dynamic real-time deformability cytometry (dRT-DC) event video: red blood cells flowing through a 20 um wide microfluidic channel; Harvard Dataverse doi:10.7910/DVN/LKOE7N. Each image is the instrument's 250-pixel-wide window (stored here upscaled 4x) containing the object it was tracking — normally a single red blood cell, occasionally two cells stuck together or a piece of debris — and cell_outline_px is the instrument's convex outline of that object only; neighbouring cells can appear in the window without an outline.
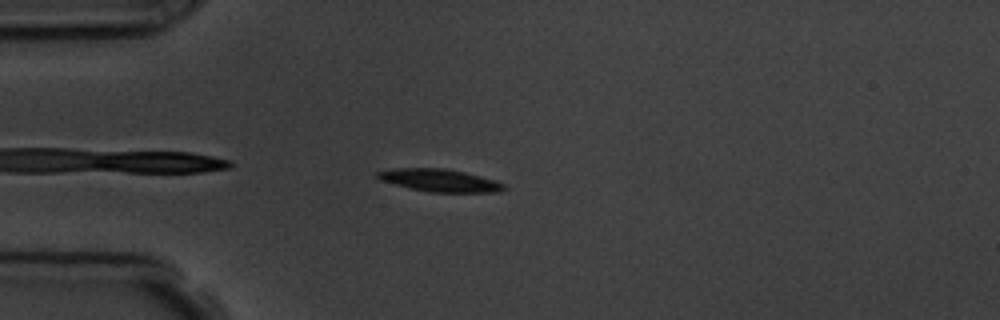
{"species": "common noctule bat (a hibernating species)", "species_latin": "Nyctalus noctula", "temperature_condition": "room temperature", "stored_images_in_passage": 3, "camera_frame_rate_fps": 3000, "um_per_image_px": 0.085, "animal": {"sex": "male", "body_mass_g": 19.5, "forearm_length_mm": 54.6}, "frame": {"image": 1, "passage_image": 3, "time_ms": 2.333, "image_size_px": [1000, 320], "cell_outline_px": [[508, 188], [500, 192], [432, 192], [408, 188], [380, 180], [376, 176], [376, 172], [392, 168], [444, 168], [464, 172], [496, 180], [504, 184]], "centroid_in_image_um": [37.38, 15.33], "position_along_channel_um": 47.6, "area_um2": 16.7}}